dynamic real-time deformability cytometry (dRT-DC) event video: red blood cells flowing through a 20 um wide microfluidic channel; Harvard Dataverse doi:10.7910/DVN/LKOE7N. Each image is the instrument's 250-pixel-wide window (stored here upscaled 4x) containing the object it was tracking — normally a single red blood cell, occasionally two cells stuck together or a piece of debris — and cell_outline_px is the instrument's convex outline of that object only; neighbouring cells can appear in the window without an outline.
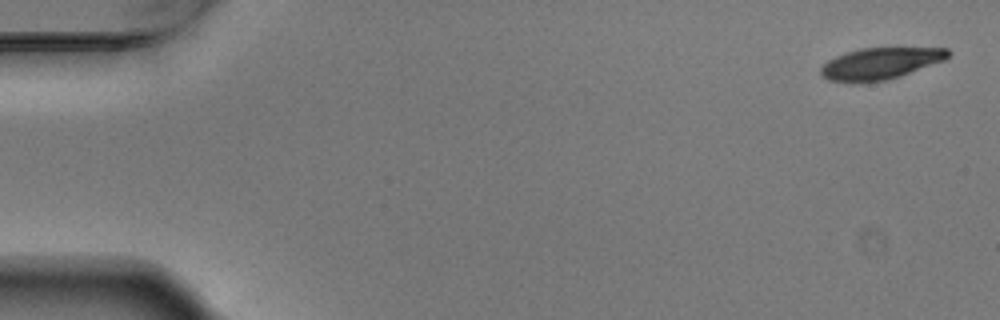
{"species": "Egyptian fruit bat (a non-hibernating species)", "species_latin": "Rousettus aegyptiacus", "temperature_condition": "warm", "stored_images_in_passage": 7, "camera_frame_rate_fps": 3000, "um_per_image_px": 0.085, "animal": {"sex": "male"}, "frame": {"image": 1, "passage_image": 1, "time_ms": 0.0, "image_size_px": [1000, 320], "cell_outline_px": [[952, 52], [944, 60], [900, 76], [888, 80], [852, 84], [828, 80], [820, 76], [820, 68], [828, 60], [836, 56], [860, 48], [948, 48]], "centroid_in_image_um": [74.78, 5.42], "position_along_channel_um": 10.2, "area_um2": 23.64}}
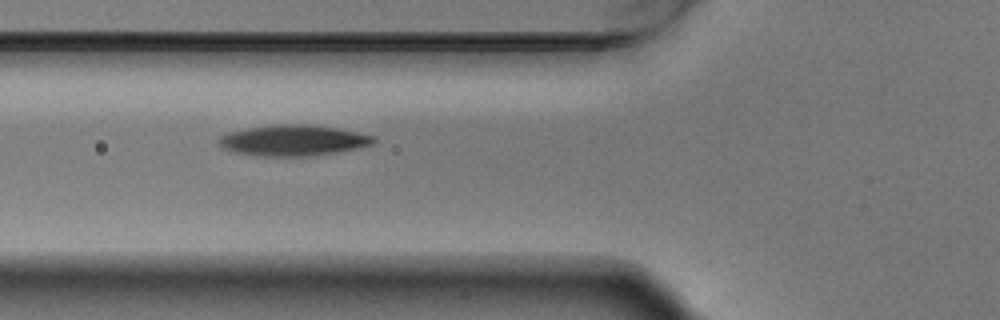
{"frame": {"image": 2, "passage_image": 5, "time_ms": 1.333, "image_size_px": [1000, 320], "cell_outline_px": [[376, 140], [372, 144], [360, 148], [312, 156], [264, 156], [236, 152], [224, 148], [216, 140], [220, 136], [228, 132], [248, 128], [276, 124], [312, 124], [340, 128], [376, 136]], "centroid_in_image_um": [24.98, 11.92], "position_along_channel_um": 100.8, "area_um2": 27.98}}
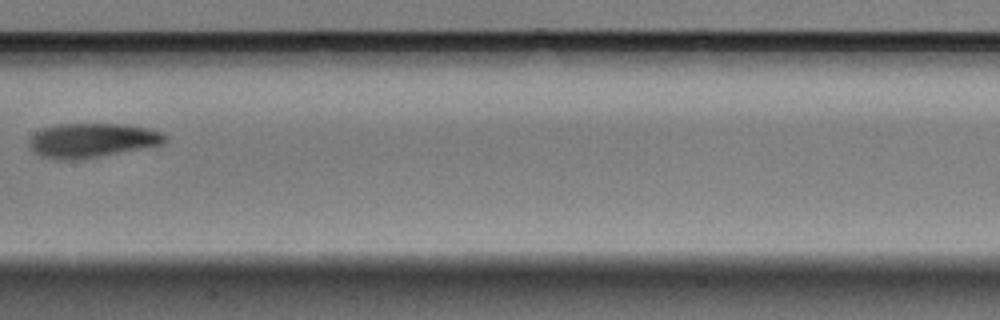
{"frame": {"image": 3, "passage_image": 7, "time_ms": 2.0, "image_size_px": [1000, 320], "cell_outline_px": [[168, 140], [160, 144], [84, 160], [56, 160], [40, 156], [32, 152], [28, 148], [28, 140], [40, 128], [56, 124], [120, 124], [148, 128], [160, 132], [168, 136]], "centroid_in_image_um": [7.74, 11.94], "position_along_channel_um": 199.7, "area_um2": 27.51}}